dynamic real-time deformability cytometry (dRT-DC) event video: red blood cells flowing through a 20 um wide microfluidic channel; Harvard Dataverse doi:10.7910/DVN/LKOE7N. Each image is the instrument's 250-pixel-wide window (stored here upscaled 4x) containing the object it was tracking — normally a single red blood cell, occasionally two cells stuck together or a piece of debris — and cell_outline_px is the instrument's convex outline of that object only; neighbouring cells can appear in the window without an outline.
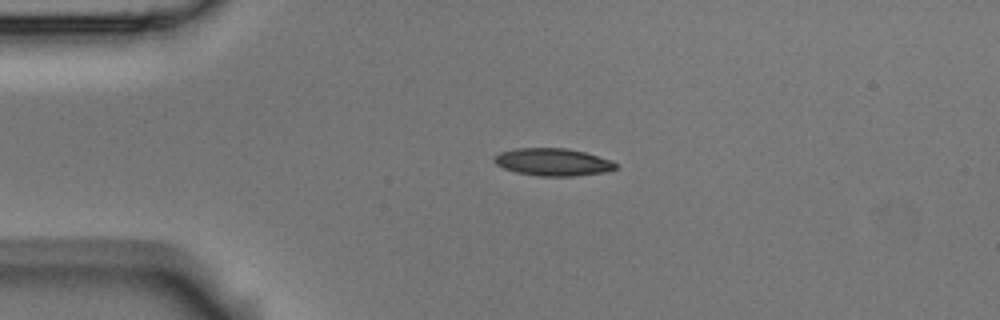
{"species": "Egyptian fruit bat (a non-hibernating species)", "species_latin": "Rousettus aegyptiacus", "temperature_condition": "room temperature", "stored_images_in_passage": 2, "camera_frame_rate_fps": 3000, "um_per_image_px": 0.085, "animal": {"sex": "male"}, "frame": {"image": 1, "passage_image": 1, "time_ms": 0.0, "image_size_px": [1000, 320], "cell_outline_px": [[616, 168], [604, 172], [572, 176], [540, 176], [516, 172], [504, 168], [496, 164], [492, 160], [492, 156], [500, 152], [516, 148], [568, 148], [584, 152], [612, 160], [616, 164]], "centroid_in_image_um": [46.95, 13.76], "position_along_channel_um": 38.0, "area_um2": 19.42}}